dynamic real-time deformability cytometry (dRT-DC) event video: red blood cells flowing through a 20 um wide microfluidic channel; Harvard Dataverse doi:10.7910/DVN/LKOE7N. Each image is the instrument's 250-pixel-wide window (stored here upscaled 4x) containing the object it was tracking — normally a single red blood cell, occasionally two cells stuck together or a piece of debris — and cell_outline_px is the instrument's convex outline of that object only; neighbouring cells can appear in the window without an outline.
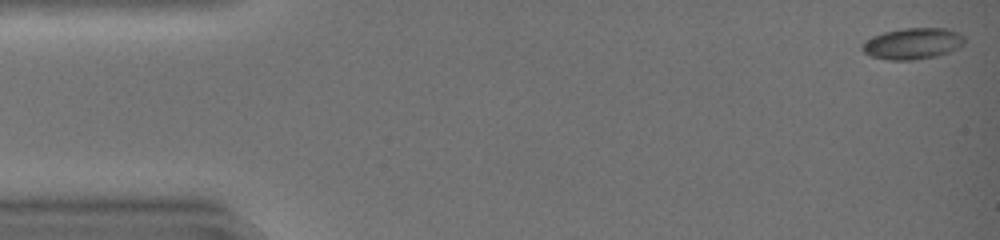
{"species": "common noctule bat (a hibernating species)", "species_latin": "Nyctalus noctula", "temperature_condition": "warm", "stored_images_in_passage": 19, "camera_frame_rate_fps": 3000, "um_per_image_px": 0.085, "animal": {"sex": "female", "body_mass_g": 19.0, "forearm_length_mm": 51.5}, "frame": {"image": 1, "passage_image": 1, "time_ms": 0.0, "image_size_px": [1000, 240], "cell_outline_px": [[964, 44], [948, 52], [936, 56], [912, 60], [888, 60], [872, 56], [864, 52], [860, 48], [872, 36], [884, 32], [904, 28], [948, 28], [964, 36]], "centroid_in_image_um": [77.58, 3.7], "position_along_channel_um": 7.4, "area_um2": 18.44}}
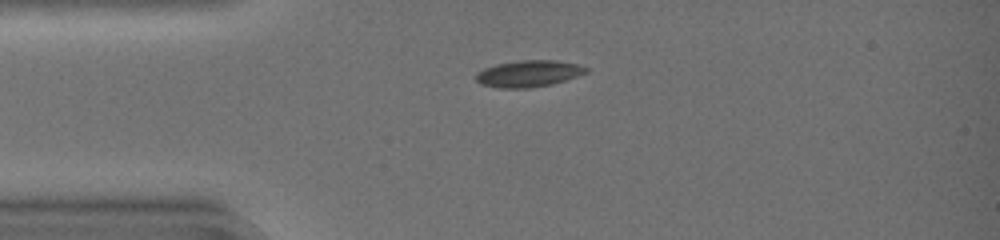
{"frame": {"image": 2, "passage_image": 11, "time_ms": 3.333, "image_size_px": [1000, 240], "cell_outline_px": [[588, 72], [552, 84], [528, 88], [496, 88], [480, 84], [476, 80], [476, 72], [484, 68], [496, 64], [520, 60], [556, 60], [576, 64], [588, 68]], "centroid_in_image_um": [44.88, 6.26], "position_along_channel_um": 40.1, "area_um2": 17.05}}